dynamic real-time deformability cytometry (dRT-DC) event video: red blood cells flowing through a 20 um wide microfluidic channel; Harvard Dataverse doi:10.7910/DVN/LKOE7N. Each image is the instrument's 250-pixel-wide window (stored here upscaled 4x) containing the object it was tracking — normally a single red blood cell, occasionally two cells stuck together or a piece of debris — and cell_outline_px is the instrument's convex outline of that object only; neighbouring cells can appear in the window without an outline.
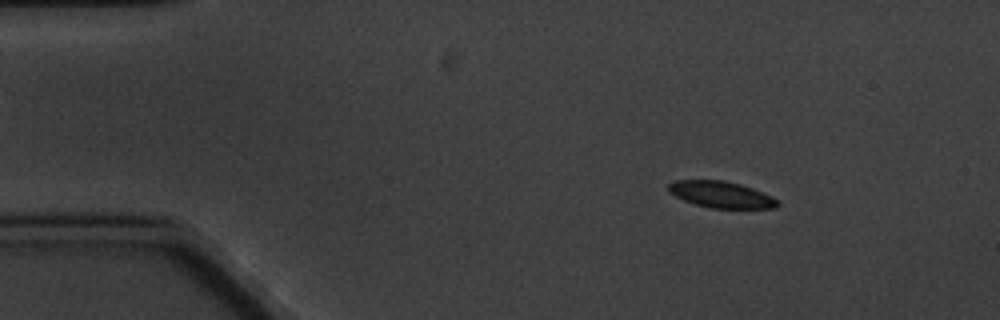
{"species": "common noctule bat (a hibernating species)", "species_latin": "Nyctalus noctula", "temperature_condition": "cold", "stored_images_in_passage": 5, "camera_frame_rate_fps": 3000, "um_per_image_px": 0.085, "animal": {"sex": "male", "body_mass_g": 20.1, "forearm_length_mm": 53.5}, "frame": {"image": 1, "passage_image": 2, "time_ms": 1.333, "image_size_px": [1000, 320], "cell_outline_px": [[780, 204], [776, 208], [712, 208], [696, 204], [684, 200], [668, 192], [668, 184], [672, 180], [724, 180], [740, 184], [752, 188], [772, 196]], "centroid_in_image_um": [61.28, 16.53], "position_along_channel_um": 23.7, "area_um2": 16.76}}